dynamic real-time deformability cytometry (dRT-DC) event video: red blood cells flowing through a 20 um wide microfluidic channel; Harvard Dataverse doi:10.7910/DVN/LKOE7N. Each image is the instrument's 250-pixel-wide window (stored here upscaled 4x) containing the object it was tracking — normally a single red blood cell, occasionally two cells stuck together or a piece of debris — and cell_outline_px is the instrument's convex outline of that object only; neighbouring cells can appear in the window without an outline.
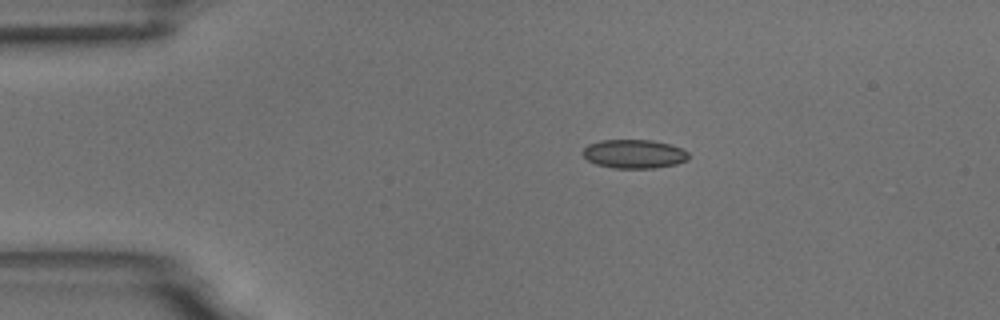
{"species": "common noctule bat (a hibernating species)", "species_latin": "Nyctalus noctula", "temperature_condition": "room temperature", "stored_images_in_passage": 5, "camera_frame_rate_fps": 3000, "um_per_image_px": 0.085, "animal": {"sex": "male", "body_mass_g": 18.8}, "frame": {"image": 1, "passage_image": 1, "time_ms": 0.0, "image_size_px": [1000, 320], "cell_outline_px": [[688, 160], [676, 164], [656, 168], [612, 168], [596, 164], [588, 160], [580, 152], [588, 144], [600, 140], [652, 140], [672, 144], [688, 152]], "centroid_in_image_um": [53.89, 13.08], "position_along_channel_um": 31.1, "area_um2": 17.92}}
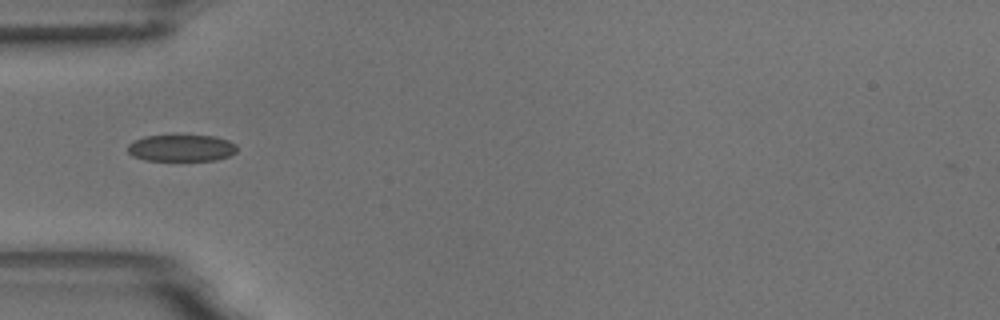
{"frame": {"image": 2, "passage_image": 3, "time_ms": 2.333, "image_size_px": [1000, 320], "cell_outline_px": [[236, 152], [228, 156], [216, 160], [144, 160], [132, 156], [128, 152], [128, 144], [144, 136], [216, 136], [228, 140], [236, 144]], "centroid_in_image_um": [15.42, 12.58], "position_along_channel_um": 69.6, "area_um2": 16.88}}